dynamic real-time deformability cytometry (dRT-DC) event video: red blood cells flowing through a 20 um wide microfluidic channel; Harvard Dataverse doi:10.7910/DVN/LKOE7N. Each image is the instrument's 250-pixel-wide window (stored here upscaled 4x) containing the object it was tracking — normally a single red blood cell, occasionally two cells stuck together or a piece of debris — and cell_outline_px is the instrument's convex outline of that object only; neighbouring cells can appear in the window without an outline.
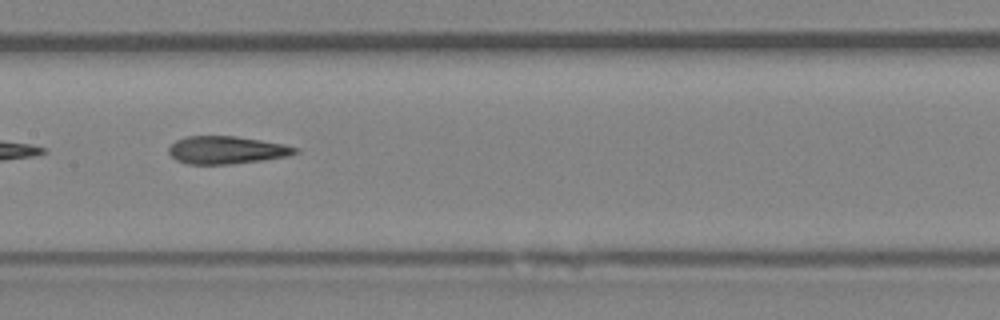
{"species": "Egyptian fruit bat (a non-hibernating species)", "species_latin": "Rousettus aegyptiacus", "temperature_condition": "room temperature", "stored_images_in_passage": 37, "camera_frame_rate_fps": 3000, "um_per_image_px": 0.085, "animal": {"sex": "female"}, "frame": {"image": 1, "passage_image": 11, "time_ms": 3.333, "image_size_px": [1000, 320], "cell_outline_px": [[300, 152], [288, 156], [264, 160], [228, 164], [188, 164], [176, 160], [168, 152], [168, 148], [176, 140], [188, 136], [236, 136], [284, 144], [300, 148]], "centroid_in_image_um": [19.29, 12.75], "position_along_channel_um": 188.1, "area_um2": 20.46}, "authors_computed_cell_mechanics": {"area_um2": 20.6924, "velocity_mm_per_s": 3.9786, "shape_relaxation_time_tau1_ms": 7.5802, "shape_relaxation_time_tau2_ms": 2.1894, "deformation_change_tau1": 0.2166, "deformation_change_tau2": 0.1349}}